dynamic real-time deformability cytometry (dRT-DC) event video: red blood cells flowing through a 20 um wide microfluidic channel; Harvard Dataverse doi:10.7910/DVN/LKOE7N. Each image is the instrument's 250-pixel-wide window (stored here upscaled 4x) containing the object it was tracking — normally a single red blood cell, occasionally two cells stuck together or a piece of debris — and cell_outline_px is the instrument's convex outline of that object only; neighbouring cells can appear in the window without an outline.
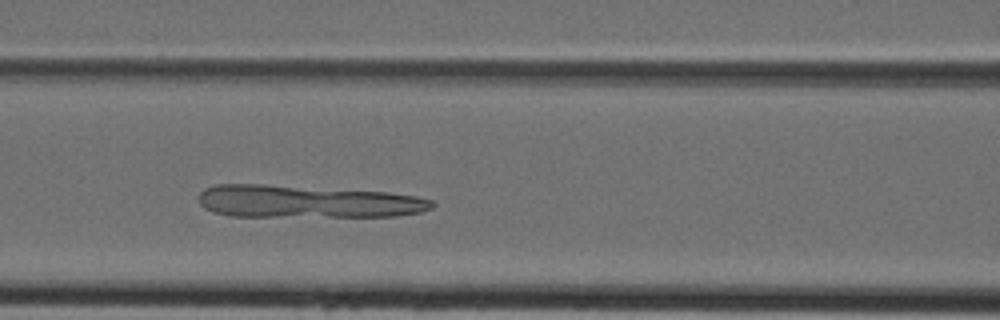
{"species": "Egyptian fruit bat (a non-hibernating species)", "species_latin": "Rousettus aegyptiacus", "temperature_condition": "cold", "stored_images_in_passage": 37, "camera_frame_rate_fps": 3000, "um_per_image_px": 0.085, "animal": {"sex": "female"}, "frame": {"image": 1, "passage_image": 12, "time_ms": 3.667, "image_size_px": [1000, 320], "cell_outline_px": [[436, 204], [432, 208], [420, 212], [396, 216], [228, 216], [212, 212], [204, 208], [200, 204], [200, 192], [204, 188], [216, 184], [260, 184], [388, 192], [416, 196], [432, 200]], "centroid_in_image_um": [26.08, 17.13], "position_along_channel_um": 140.5, "area_um2": 44.33}}
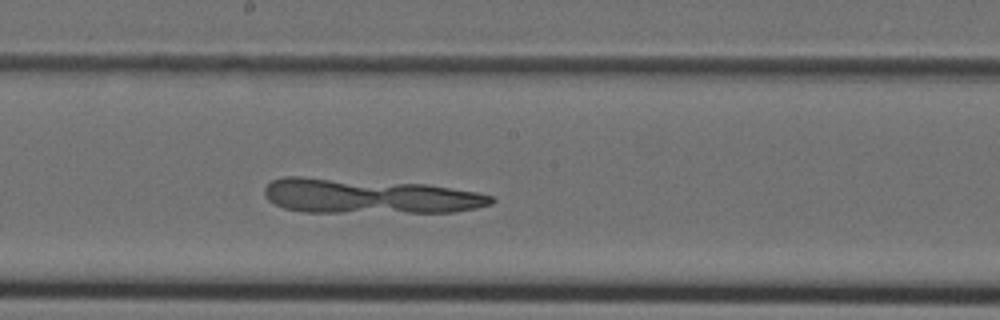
{"frame": {"image": 2, "passage_image": 17, "time_ms": 5.333, "image_size_px": [1000, 320], "cell_outline_px": [[496, 200], [492, 204], [476, 208], [456, 212], [304, 212], [284, 208], [268, 200], [264, 196], [264, 188], [272, 180], [284, 176], [300, 176], [428, 184], [476, 192], [492, 196]], "centroid_in_image_um": [31.36, 16.67], "position_along_channel_um": 216.8, "area_um2": 46.24}}
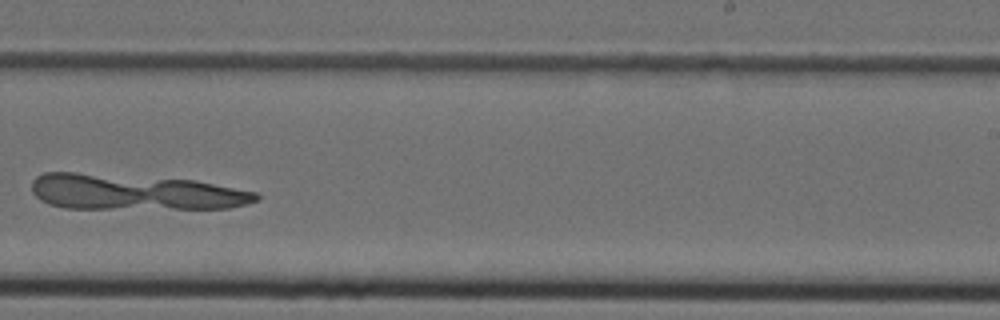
{"frame": {"image": 3, "passage_image": 21, "time_ms": 6.667, "image_size_px": [1000, 320], "cell_outline_px": [[260, 200], [248, 204], [228, 208], [64, 208], [48, 204], [40, 200], [32, 192], [32, 180], [36, 176], [44, 172], [76, 172], [196, 180], [256, 192], [260, 196]], "centroid_in_image_um": [11.44, 16.33], "position_along_channel_um": 277.6, "area_um2": 46.76}}